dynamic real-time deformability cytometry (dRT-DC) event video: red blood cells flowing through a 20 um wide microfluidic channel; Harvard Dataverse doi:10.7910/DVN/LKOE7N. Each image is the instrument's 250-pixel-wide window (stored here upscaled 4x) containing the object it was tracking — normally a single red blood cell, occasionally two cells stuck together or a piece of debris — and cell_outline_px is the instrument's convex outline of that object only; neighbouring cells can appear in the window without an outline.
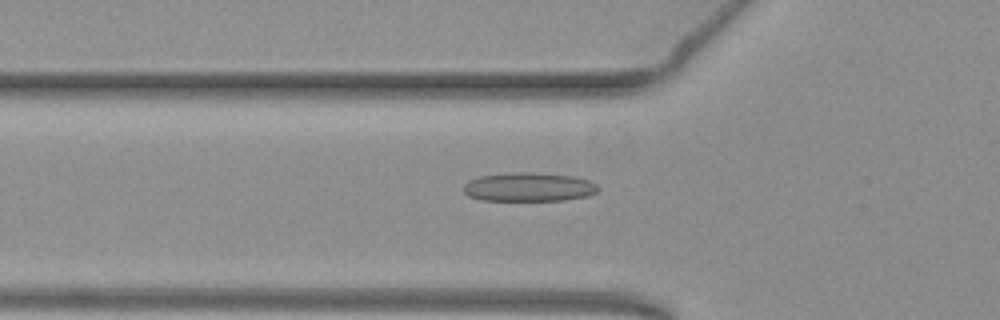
{"species": "common noctule bat (a hibernating species)", "species_latin": "Nyctalus noctula", "temperature_condition": "warm", "stored_images_in_passage": 55, "camera_frame_rate_fps": 3000, "um_per_image_px": 0.085, "animal": {"sex": "female", "body_mass_g": 19.3, "forearm_length_mm": 54.1}, "frame": {"image": 1, "passage_image": 19, "time_ms": 6.0, "image_size_px": [1000, 320], "cell_outline_px": [[600, 188], [596, 192], [588, 196], [564, 200], [480, 200], [468, 196], [464, 192], [464, 184], [468, 180], [480, 176], [512, 172], [532, 172], [572, 176], [592, 180]], "centroid_in_image_um": [44.96, 15.89], "position_along_channel_um": 80.8, "area_um2": 22.77}}
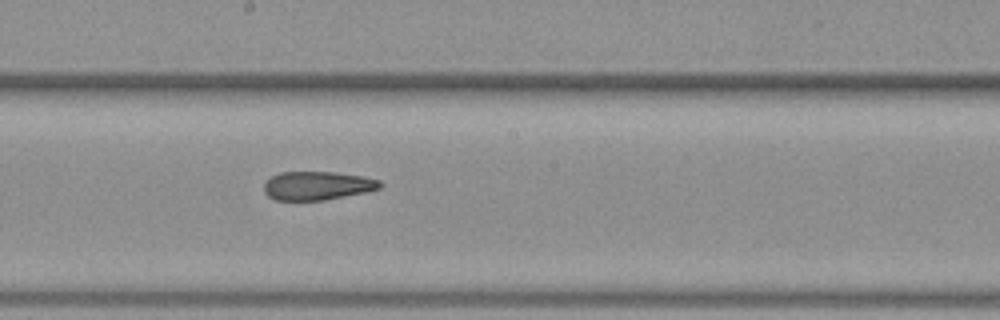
{"frame": {"image": 2, "passage_image": 30, "time_ms": 9.667, "image_size_px": [1000, 320], "cell_outline_px": [[384, 184], [380, 188], [368, 192], [324, 200], [276, 200], [268, 196], [264, 192], [264, 184], [272, 176], [280, 172], [336, 172], [364, 176], [380, 180]], "centroid_in_image_um": [27.02, 15.78], "position_along_channel_um": 221.2, "area_um2": 19.48}}
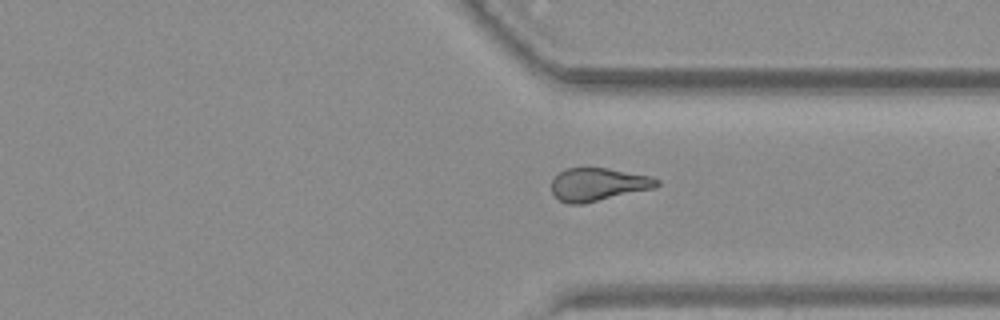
{"frame": {"image": 3, "passage_image": 41, "time_ms": 13.333, "image_size_px": [1000, 320], "cell_outline_px": [[660, 184], [656, 188], [584, 204], [568, 204], [560, 200], [552, 192], [552, 180], [564, 168], [608, 168], [652, 176], [660, 180]], "centroid_in_image_um": [50.89, 15.68], "position_along_channel_um": 360.5, "area_um2": 20.46}, "authors_computed_cell_mechanics": {"area_um2": 21.386, "velocity_mm_per_s": 3.7952, "shape_relaxation_time_tau1_ms": null, "shape_relaxation_time_tau2_ms": 4.4725, "deformation_change_tau1": null, "deformation_change_tau2": 0.1314}}